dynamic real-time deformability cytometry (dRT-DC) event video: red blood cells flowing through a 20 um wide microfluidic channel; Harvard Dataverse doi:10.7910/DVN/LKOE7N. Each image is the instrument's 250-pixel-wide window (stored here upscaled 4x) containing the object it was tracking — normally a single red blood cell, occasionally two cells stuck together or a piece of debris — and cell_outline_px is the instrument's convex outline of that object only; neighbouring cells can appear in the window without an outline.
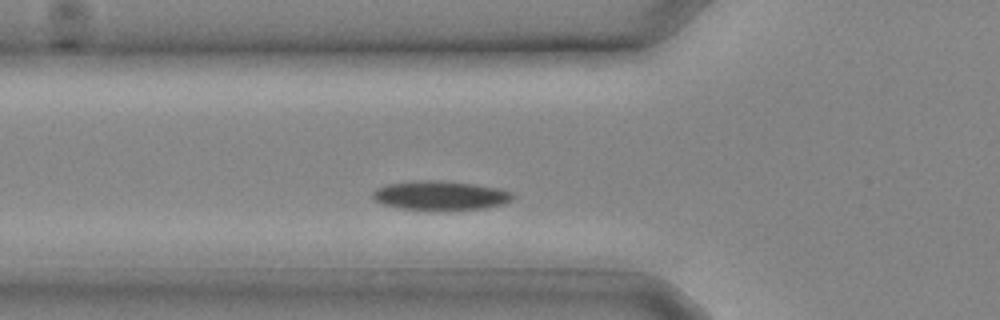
{"species": "common noctule bat (a hibernating species)", "species_latin": "Nyctalus noctula", "temperature_condition": "cold", "stored_images_in_passage": 13, "camera_frame_rate_fps": 3000, "um_per_image_px": 0.085, "animal": {"sex": "male", "body_mass_g": 20.4}, "frame": {"image": 1, "passage_image": 4, "time_ms": 1.0, "image_size_px": [1000, 320], "cell_outline_px": [[516, 196], [512, 200], [504, 204], [484, 208], [448, 212], [444, 212], [396, 208], [372, 200], [372, 192], [376, 188], [388, 184], [416, 180], [440, 180], [472, 184], [500, 188], [512, 192]], "centroid_in_image_um": [37.44, 16.65], "position_along_channel_um": 88.4, "area_um2": 24.68}}
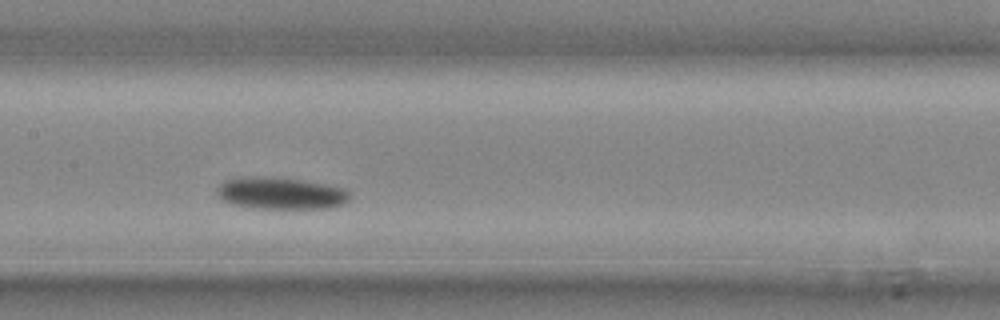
{"frame": {"image": 2, "passage_image": 8, "time_ms": 2.333, "image_size_px": [1000, 320], "cell_outline_px": [[352, 196], [344, 204], [332, 208], [252, 208], [232, 204], [220, 200], [216, 192], [216, 188], [224, 180], [240, 176], [264, 176], [304, 180], [328, 184], [344, 188], [352, 192]], "centroid_in_image_um": [23.87, 16.41], "position_along_channel_um": 183.5, "area_um2": 25.37}}
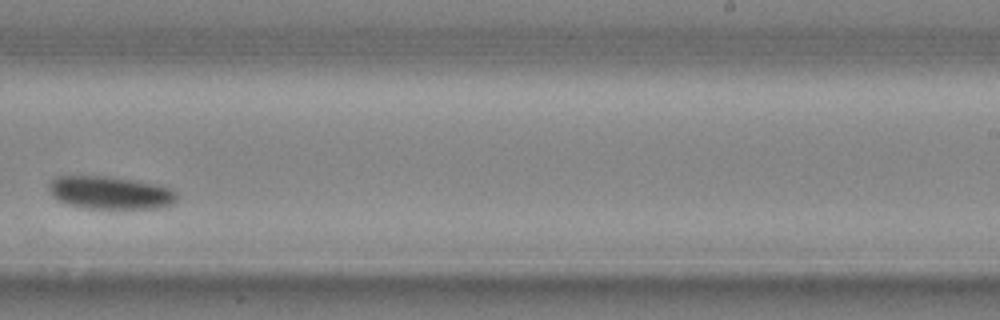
{"frame": {"image": 3, "passage_image": 12, "time_ms": 3.667, "image_size_px": [1000, 320], "cell_outline_px": [[176, 200], [172, 204], [160, 208], [88, 208], [68, 204], [52, 196], [48, 184], [56, 176], [108, 176], [156, 184], [172, 188], [176, 192]], "centroid_in_image_um": [9.39, 16.37], "position_along_channel_um": 279.6, "area_um2": 24.33}}